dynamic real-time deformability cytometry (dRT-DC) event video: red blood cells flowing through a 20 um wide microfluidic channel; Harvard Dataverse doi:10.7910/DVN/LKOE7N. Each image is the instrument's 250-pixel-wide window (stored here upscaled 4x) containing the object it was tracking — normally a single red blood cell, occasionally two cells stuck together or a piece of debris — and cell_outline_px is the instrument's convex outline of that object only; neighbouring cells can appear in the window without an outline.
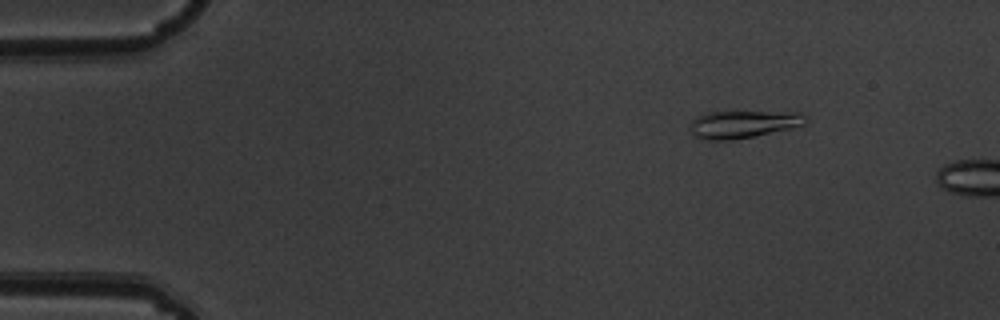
{"species": "common noctule bat (a hibernating species)", "species_latin": "Nyctalus noctula", "temperature_condition": "warm", "stored_images_in_passage": 3, "camera_frame_rate_fps": 3000, "um_per_image_px": 0.085, "animal": {"sex": "male", "body_mass_g": 19.5, "forearm_length_mm": 54.6}, "frame": {"image": 1, "passage_image": 2, "time_ms": 0.333, "image_size_px": [1000, 320], "cell_outline_px": [[808, 120], [804, 124], [792, 128], [732, 140], [708, 140], [696, 136], [692, 132], [692, 120], [696, 116], [704, 112], [804, 112], [808, 116]], "centroid_in_image_um": [63.22, 10.54], "position_along_channel_um": 21.8, "area_um2": 18.44}}